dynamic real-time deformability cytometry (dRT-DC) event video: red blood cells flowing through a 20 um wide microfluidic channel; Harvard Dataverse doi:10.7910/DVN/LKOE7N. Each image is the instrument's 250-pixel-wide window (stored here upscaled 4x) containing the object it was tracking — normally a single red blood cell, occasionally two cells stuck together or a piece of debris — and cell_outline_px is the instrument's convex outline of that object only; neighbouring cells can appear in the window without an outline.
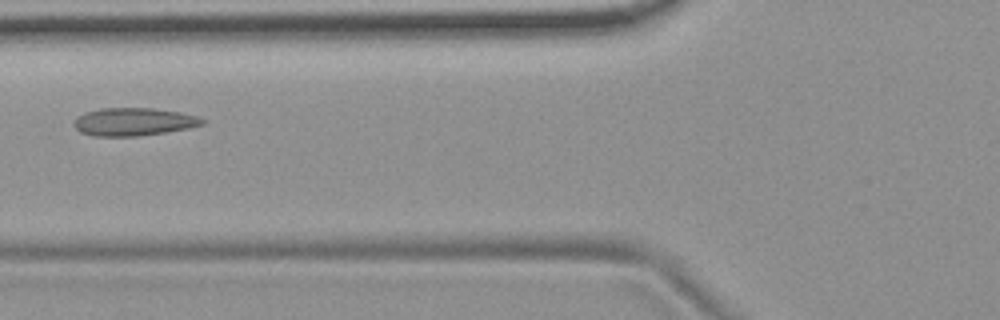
{"species": "common noctule bat (a hibernating species)", "species_latin": "Nyctalus noctula", "temperature_condition": "room temperature", "stored_images_in_passage": 5, "camera_frame_rate_fps": 3000, "um_per_image_px": 0.085, "animal": {"sex": "female", "body_mass_g": 19.9}, "frame": {"image": 1, "passage_image": 2, "time_ms": 0.333, "image_size_px": [1000, 320], "cell_outline_px": [[204, 124], [188, 128], [140, 136], [92, 136], [80, 132], [72, 124], [84, 112], [100, 108], [156, 108], [180, 112], [196, 116], [204, 120]], "centroid_in_image_um": [11.34, 10.35], "position_along_channel_um": 114.5, "area_um2": 20.81}}
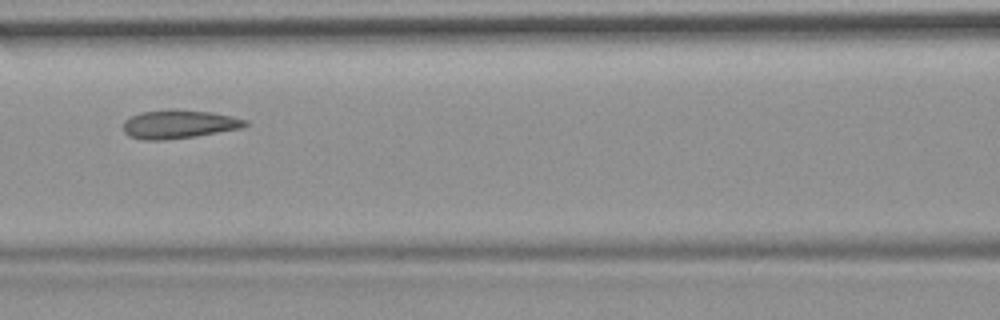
{"frame": {"image": 2, "passage_image": 3, "time_ms": 0.667, "image_size_px": [1000, 320], "cell_outline_px": [[248, 124], [244, 128], [196, 136], [160, 140], [144, 140], [128, 136], [124, 132], [124, 120], [140, 112], [168, 108], [172, 108], [212, 112], [232, 116], [248, 120]], "centroid_in_image_um": [15.22, 10.54], "position_along_channel_um": 151.4, "area_um2": 20.63}}
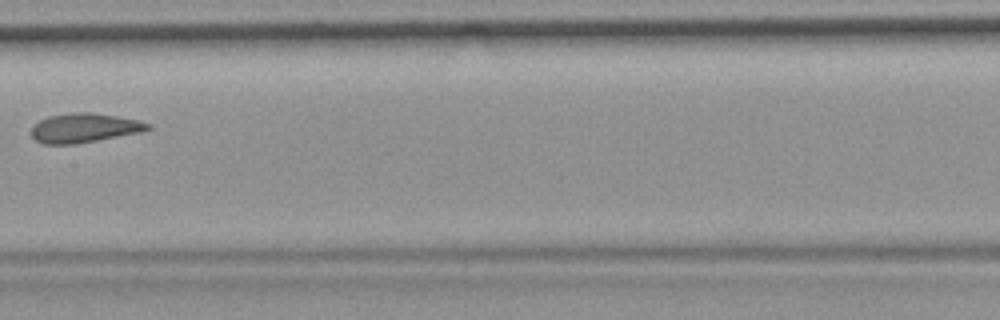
{"frame": {"image": 3, "passage_image": 4, "time_ms": 1.0, "image_size_px": [1000, 320], "cell_outline_px": [[152, 128], [140, 132], [76, 144], [44, 144], [36, 140], [32, 136], [32, 128], [40, 120], [48, 116], [76, 112], [92, 112], [116, 116], [136, 120], [152, 124]], "centroid_in_image_um": [7.17, 10.87], "position_along_channel_um": 200.2, "area_um2": 19.65}}